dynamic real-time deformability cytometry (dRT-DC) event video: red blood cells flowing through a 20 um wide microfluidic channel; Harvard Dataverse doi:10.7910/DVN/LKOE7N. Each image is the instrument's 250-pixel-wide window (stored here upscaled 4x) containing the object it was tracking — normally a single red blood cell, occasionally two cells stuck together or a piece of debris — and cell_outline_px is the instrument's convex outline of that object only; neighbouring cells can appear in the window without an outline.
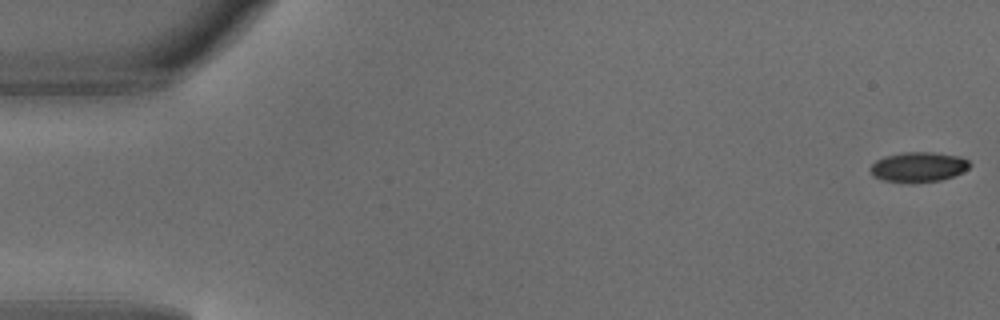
{"species": "common noctule bat (a hibernating species)", "species_latin": "Nyctalus noctula", "temperature_condition": "warm", "stored_images_in_passage": 3, "camera_frame_rate_fps": 3000, "um_per_image_px": 0.085, "animal": {"sex": "male", "body_mass_g": 18.8}, "frame": {"image": 1, "passage_image": 1, "time_ms": 0.0, "image_size_px": [1000, 320], "cell_outline_px": [[972, 164], [964, 172], [940, 180], [912, 184], [884, 180], [872, 176], [868, 168], [876, 160], [884, 156], [904, 152], [932, 152], [960, 156], [968, 160]], "centroid_in_image_um": [78.05, 14.2], "position_along_channel_um": 7.0, "area_um2": 17.69}}